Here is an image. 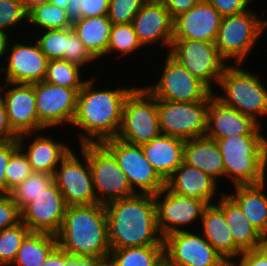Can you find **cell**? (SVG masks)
<instances>
[{
	"instance_id": "obj_1",
	"label": "cell",
	"mask_w": 267,
	"mask_h": 266,
	"mask_svg": "<svg viewBox=\"0 0 267 266\" xmlns=\"http://www.w3.org/2000/svg\"><path fill=\"white\" fill-rule=\"evenodd\" d=\"M96 79L91 76L78 92L76 114L71 125L79 130L76 134L80 145L116 138L126 97L137 86L129 88L130 85L124 84L113 86L114 89L106 86L101 89L97 88Z\"/></svg>"
},
{
	"instance_id": "obj_2",
	"label": "cell",
	"mask_w": 267,
	"mask_h": 266,
	"mask_svg": "<svg viewBox=\"0 0 267 266\" xmlns=\"http://www.w3.org/2000/svg\"><path fill=\"white\" fill-rule=\"evenodd\" d=\"M111 249L164 245L154 195L134 194L105 204Z\"/></svg>"
},
{
	"instance_id": "obj_3",
	"label": "cell",
	"mask_w": 267,
	"mask_h": 266,
	"mask_svg": "<svg viewBox=\"0 0 267 266\" xmlns=\"http://www.w3.org/2000/svg\"><path fill=\"white\" fill-rule=\"evenodd\" d=\"M58 246L71 256L106 260L110 253L107 212L103 204L67 206Z\"/></svg>"
},
{
	"instance_id": "obj_4",
	"label": "cell",
	"mask_w": 267,
	"mask_h": 266,
	"mask_svg": "<svg viewBox=\"0 0 267 266\" xmlns=\"http://www.w3.org/2000/svg\"><path fill=\"white\" fill-rule=\"evenodd\" d=\"M267 135H235L216 141L224 178L232 186L267 181Z\"/></svg>"
},
{
	"instance_id": "obj_5",
	"label": "cell",
	"mask_w": 267,
	"mask_h": 266,
	"mask_svg": "<svg viewBox=\"0 0 267 266\" xmlns=\"http://www.w3.org/2000/svg\"><path fill=\"white\" fill-rule=\"evenodd\" d=\"M243 65L228 64L224 68L217 86L221 88L218 92L223 93L214 92V96L261 125V118L267 116V85L258 73L244 69Z\"/></svg>"
},
{
	"instance_id": "obj_6",
	"label": "cell",
	"mask_w": 267,
	"mask_h": 266,
	"mask_svg": "<svg viewBox=\"0 0 267 266\" xmlns=\"http://www.w3.org/2000/svg\"><path fill=\"white\" fill-rule=\"evenodd\" d=\"M257 13L250 7L242 13L222 18L215 46L228 64L245 63L264 31H267V17L260 18L262 14Z\"/></svg>"
},
{
	"instance_id": "obj_7",
	"label": "cell",
	"mask_w": 267,
	"mask_h": 266,
	"mask_svg": "<svg viewBox=\"0 0 267 266\" xmlns=\"http://www.w3.org/2000/svg\"><path fill=\"white\" fill-rule=\"evenodd\" d=\"M160 134L157 99L144 86L135 87L124 102L116 138L141 146Z\"/></svg>"
},
{
	"instance_id": "obj_8",
	"label": "cell",
	"mask_w": 267,
	"mask_h": 266,
	"mask_svg": "<svg viewBox=\"0 0 267 266\" xmlns=\"http://www.w3.org/2000/svg\"><path fill=\"white\" fill-rule=\"evenodd\" d=\"M78 147L88 156L99 204L105 205L136 194L114 155L102 143H86Z\"/></svg>"
},
{
	"instance_id": "obj_9",
	"label": "cell",
	"mask_w": 267,
	"mask_h": 266,
	"mask_svg": "<svg viewBox=\"0 0 267 266\" xmlns=\"http://www.w3.org/2000/svg\"><path fill=\"white\" fill-rule=\"evenodd\" d=\"M194 77L202 81L213 93L228 63L219 55L215 43L173 39L168 52Z\"/></svg>"
},
{
	"instance_id": "obj_10",
	"label": "cell",
	"mask_w": 267,
	"mask_h": 266,
	"mask_svg": "<svg viewBox=\"0 0 267 266\" xmlns=\"http://www.w3.org/2000/svg\"><path fill=\"white\" fill-rule=\"evenodd\" d=\"M210 95L204 101L175 102L157 99L161 134L183 140L205 136Z\"/></svg>"
},
{
	"instance_id": "obj_11",
	"label": "cell",
	"mask_w": 267,
	"mask_h": 266,
	"mask_svg": "<svg viewBox=\"0 0 267 266\" xmlns=\"http://www.w3.org/2000/svg\"><path fill=\"white\" fill-rule=\"evenodd\" d=\"M79 152L80 156L76 154ZM53 181L67 206L98 203L88 156L81 149L76 152L72 148L61 160L53 174Z\"/></svg>"
},
{
	"instance_id": "obj_12",
	"label": "cell",
	"mask_w": 267,
	"mask_h": 266,
	"mask_svg": "<svg viewBox=\"0 0 267 266\" xmlns=\"http://www.w3.org/2000/svg\"><path fill=\"white\" fill-rule=\"evenodd\" d=\"M162 73L155 84L144 86L156 99L175 102L204 101L212 91L199 79L191 75L183 65L168 52L163 61Z\"/></svg>"
},
{
	"instance_id": "obj_13",
	"label": "cell",
	"mask_w": 267,
	"mask_h": 266,
	"mask_svg": "<svg viewBox=\"0 0 267 266\" xmlns=\"http://www.w3.org/2000/svg\"><path fill=\"white\" fill-rule=\"evenodd\" d=\"M102 144L114 155L135 193L155 195L165 188V181L145 158L141 146L118 138L108 139Z\"/></svg>"
},
{
	"instance_id": "obj_14",
	"label": "cell",
	"mask_w": 267,
	"mask_h": 266,
	"mask_svg": "<svg viewBox=\"0 0 267 266\" xmlns=\"http://www.w3.org/2000/svg\"><path fill=\"white\" fill-rule=\"evenodd\" d=\"M195 231L166 235L163 238L164 260L172 266H226L228 262L222 255L198 233V229Z\"/></svg>"
},
{
	"instance_id": "obj_15",
	"label": "cell",
	"mask_w": 267,
	"mask_h": 266,
	"mask_svg": "<svg viewBox=\"0 0 267 266\" xmlns=\"http://www.w3.org/2000/svg\"><path fill=\"white\" fill-rule=\"evenodd\" d=\"M154 200L157 227L163 238L170 233L191 230L190 227L194 225L197 228L196 225L200 224L198 221H201L204 208L208 205L204 200L192 199L170 192L166 188L155 194Z\"/></svg>"
},
{
	"instance_id": "obj_16",
	"label": "cell",
	"mask_w": 267,
	"mask_h": 266,
	"mask_svg": "<svg viewBox=\"0 0 267 266\" xmlns=\"http://www.w3.org/2000/svg\"><path fill=\"white\" fill-rule=\"evenodd\" d=\"M81 88H67L47 81L34 83L36 109L42 130L61 128L71 124L77 109V97Z\"/></svg>"
},
{
	"instance_id": "obj_17",
	"label": "cell",
	"mask_w": 267,
	"mask_h": 266,
	"mask_svg": "<svg viewBox=\"0 0 267 266\" xmlns=\"http://www.w3.org/2000/svg\"><path fill=\"white\" fill-rule=\"evenodd\" d=\"M11 39L6 53L5 65L1 63L0 82L34 84L43 81L46 76L49 59L40 50L36 41L30 43ZM12 44V45H11ZM3 72V73H1Z\"/></svg>"
},
{
	"instance_id": "obj_18",
	"label": "cell",
	"mask_w": 267,
	"mask_h": 266,
	"mask_svg": "<svg viewBox=\"0 0 267 266\" xmlns=\"http://www.w3.org/2000/svg\"><path fill=\"white\" fill-rule=\"evenodd\" d=\"M9 124L19 137L41 131L36 109L34 84L0 82Z\"/></svg>"
},
{
	"instance_id": "obj_19",
	"label": "cell",
	"mask_w": 267,
	"mask_h": 266,
	"mask_svg": "<svg viewBox=\"0 0 267 266\" xmlns=\"http://www.w3.org/2000/svg\"><path fill=\"white\" fill-rule=\"evenodd\" d=\"M67 205L54 181L21 210V221L30 232L57 235Z\"/></svg>"
},
{
	"instance_id": "obj_20",
	"label": "cell",
	"mask_w": 267,
	"mask_h": 266,
	"mask_svg": "<svg viewBox=\"0 0 267 266\" xmlns=\"http://www.w3.org/2000/svg\"><path fill=\"white\" fill-rule=\"evenodd\" d=\"M261 126L253 118L224 105L213 92L210 94L205 133L207 138L217 141L235 135H266Z\"/></svg>"
},
{
	"instance_id": "obj_21",
	"label": "cell",
	"mask_w": 267,
	"mask_h": 266,
	"mask_svg": "<svg viewBox=\"0 0 267 266\" xmlns=\"http://www.w3.org/2000/svg\"><path fill=\"white\" fill-rule=\"evenodd\" d=\"M173 21L162 2H146L135 15L132 25L143 48L157 43L169 52L173 41Z\"/></svg>"
},
{
	"instance_id": "obj_22",
	"label": "cell",
	"mask_w": 267,
	"mask_h": 266,
	"mask_svg": "<svg viewBox=\"0 0 267 266\" xmlns=\"http://www.w3.org/2000/svg\"><path fill=\"white\" fill-rule=\"evenodd\" d=\"M222 16L207 1L201 0L173 21V39H192L215 43Z\"/></svg>"
},
{
	"instance_id": "obj_23",
	"label": "cell",
	"mask_w": 267,
	"mask_h": 266,
	"mask_svg": "<svg viewBox=\"0 0 267 266\" xmlns=\"http://www.w3.org/2000/svg\"><path fill=\"white\" fill-rule=\"evenodd\" d=\"M44 131L19 136L17 141L19 147L26 154L33 172L53 175L61 160L73 147L69 146L70 144H65L66 140L64 142L63 140L58 141L59 139L54 140L50 132L48 135V133L44 134ZM26 141L30 142L27 143Z\"/></svg>"
},
{
	"instance_id": "obj_24",
	"label": "cell",
	"mask_w": 267,
	"mask_h": 266,
	"mask_svg": "<svg viewBox=\"0 0 267 266\" xmlns=\"http://www.w3.org/2000/svg\"><path fill=\"white\" fill-rule=\"evenodd\" d=\"M165 188L192 199L204 200L208 204L215 203L218 200L215 198L216 195L224 193L220 192L221 187L213 178L185 162H182L165 181Z\"/></svg>"
},
{
	"instance_id": "obj_25",
	"label": "cell",
	"mask_w": 267,
	"mask_h": 266,
	"mask_svg": "<svg viewBox=\"0 0 267 266\" xmlns=\"http://www.w3.org/2000/svg\"><path fill=\"white\" fill-rule=\"evenodd\" d=\"M199 225L201 234L228 263H233L243 252L235 244L223 210L217 204L204 208Z\"/></svg>"
},
{
	"instance_id": "obj_26",
	"label": "cell",
	"mask_w": 267,
	"mask_h": 266,
	"mask_svg": "<svg viewBox=\"0 0 267 266\" xmlns=\"http://www.w3.org/2000/svg\"><path fill=\"white\" fill-rule=\"evenodd\" d=\"M184 142L181 138L160 134L141 145L145 158L164 181L183 162Z\"/></svg>"
},
{
	"instance_id": "obj_27",
	"label": "cell",
	"mask_w": 267,
	"mask_h": 266,
	"mask_svg": "<svg viewBox=\"0 0 267 266\" xmlns=\"http://www.w3.org/2000/svg\"><path fill=\"white\" fill-rule=\"evenodd\" d=\"M183 162L200 169L217 183L224 178V165L216 140L206 136L185 140Z\"/></svg>"
},
{
	"instance_id": "obj_28",
	"label": "cell",
	"mask_w": 267,
	"mask_h": 266,
	"mask_svg": "<svg viewBox=\"0 0 267 266\" xmlns=\"http://www.w3.org/2000/svg\"><path fill=\"white\" fill-rule=\"evenodd\" d=\"M267 181L258 184L235 185L229 196L239 205L252 226L267 236Z\"/></svg>"
},
{
	"instance_id": "obj_29",
	"label": "cell",
	"mask_w": 267,
	"mask_h": 266,
	"mask_svg": "<svg viewBox=\"0 0 267 266\" xmlns=\"http://www.w3.org/2000/svg\"><path fill=\"white\" fill-rule=\"evenodd\" d=\"M219 197L215 203L223 210L235 244L242 251L263 247L264 237L248 221L239 205L227 192Z\"/></svg>"
},
{
	"instance_id": "obj_30",
	"label": "cell",
	"mask_w": 267,
	"mask_h": 266,
	"mask_svg": "<svg viewBox=\"0 0 267 266\" xmlns=\"http://www.w3.org/2000/svg\"><path fill=\"white\" fill-rule=\"evenodd\" d=\"M111 26L112 22L107 15L73 18L72 23L81 42L97 60H102L107 55Z\"/></svg>"
},
{
	"instance_id": "obj_31",
	"label": "cell",
	"mask_w": 267,
	"mask_h": 266,
	"mask_svg": "<svg viewBox=\"0 0 267 266\" xmlns=\"http://www.w3.org/2000/svg\"><path fill=\"white\" fill-rule=\"evenodd\" d=\"M57 246L56 235L30 232L22 241L10 266H41Z\"/></svg>"
},
{
	"instance_id": "obj_32",
	"label": "cell",
	"mask_w": 267,
	"mask_h": 266,
	"mask_svg": "<svg viewBox=\"0 0 267 266\" xmlns=\"http://www.w3.org/2000/svg\"><path fill=\"white\" fill-rule=\"evenodd\" d=\"M108 260L113 266H159L164 261V245L111 249Z\"/></svg>"
},
{
	"instance_id": "obj_33",
	"label": "cell",
	"mask_w": 267,
	"mask_h": 266,
	"mask_svg": "<svg viewBox=\"0 0 267 266\" xmlns=\"http://www.w3.org/2000/svg\"><path fill=\"white\" fill-rule=\"evenodd\" d=\"M73 17L72 13L50 2L42 4L40 7L33 10L28 15V23L31 24L29 28L33 31L32 26L36 30H54L65 29L72 27Z\"/></svg>"
},
{
	"instance_id": "obj_34",
	"label": "cell",
	"mask_w": 267,
	"mask_h": 266,
	"mask_svg": "<svg viewBox=\"0 0 267 266\" xmlns=\"http://www.w3.org/2000/svg\"><path fill=\"white\" fill-rule=\"evenodd\" d=\"M85 72V69L77 64L63 59H53L48 62L44 81L67 88H82L88 80L83 79Z\"/></svg>"
},
{
	"instance_id": "obj_35",
	"label": "cell",
	"mask_w": 267,
	"mask_h": 266,
	"mask_svg": "<svg viewBox=\"0 0 267 266\" xmlns=\"http://www.w3.org/2000/svg\"><path fill=\"white\" fill-rule=\"evenodd\" d=\"M142 49L143 46L138 41L132 23L112 24L106 55L107 57H104V59L108 58V56L110 57V54L111 56L114 54V57L117 55L116 58H125L130 54H135L136 51L140 52Z\"/></svg>"
},
{
	"instance_id": "obj_36",
	"label": "cell",
	"mask_w": 267,
	"mask_h": 266,
	"mask_svg": "<svg viewBox=\"0 0 267 266\" xmlns=\"http://www.w3.org/2000/svg\"><path fill=\"white\" fill-rule=\"evenodd\" d=\"M53 182V175L32 172L21 184L12 189L9 195L22 210L29 202L43 192Z\"/></svg>"
},
{
	"instance_id": "obj_37",
	"label": "cell",
	"mask_w": 267,
	"mask_h": 266,
	"mask_svg": "<svg viewBox=\"0 0 267 266\" xmlns=\"http://www.w3.org/2000/svg\"><path fill=\"white\" fill-rule=\"evenodd\" d=\"M29 233V228L22 221L0 230V265L10 266L13 263L22 241Z\"/></svg>"
},
{
	"instance_id": "obj_38",
	"label": "cell",
	"mask_w": 267,
	"mask_h": 266,
	"mask_svg": "<svg viewBox=\"0 0 267 266\" xmlns=\"http://www.w3.org/2000/svg\"><path fill=\"white\" fill-rule=\"evenodd\" d=\"M37 32H34L36 35L35 40L39 45V48L43 52V54L49 60L53 59L65 60L66 28L54 29V30H42Z\"/></svg>"
},
{
	"instance_id": "obj_39",
	"label": "cell",
	"mask_w": 267,
	"mask_h": 266,
	"mask_svg": "<svg viewBox=\"0 0 267 266\" xmlns=\"http://www.w3.org/2000/svg\"><path fill=\"white\" fill-rule=\"evenodd\" d=\"M31 165L23 150L18 147L12 154L9 163L5 169L7 182V194L12 189L21 184L31 173Z\"/></svg>"
},
{
	"instance_id": "obj_40",
	"label": "cell",
	"mask_w": 267,
	"mask_h": 266,
	"mask_svg": "<svg viewBox=\"0 0 267 266\" xmlns=\"http://www.w3.org/2000/svg\"><path fill=\"white\" fill-rule=\"evenodd\" d=\"M26 23H28V15L23 9L21 0H0V30L11 33L13 27L17 31V28L25 27ZM11 27L12 31H10Z\"/></svg>"
},
{
	"instance_id": "obj_41",
	"label": "cell",
	"mask_w": 267,
	"mask_h": 266,
	"mask_svg": "<svg viewBox=\"0 0 267 266\" xmlns=\"http://www.w3.org/2000/svg\"><path fill=\"white\" fill-rule=\"evenodd\" d=\"M65 60L81 66L88 67L89 63L98 61L81 42L72 27L66 28Z\"/></svg>"
},
{
	"instance_id": "obj_42",
	"label": "cell",
	"mask_w": 267,
	"mask_h": 266,
	"mask_svg": "<svg viewBox=\"0 0 267 266\" xmlns=\"http://www.w3.org/2000/svg\"><path fill=\"white\" fill-rule=\"evenodd\" d=\"M145 0H109L107 17L112 24L132 23Z\"/></svg>"
},
{
	"instance_id": "obj_43",
	"label": "cell",
	"mask_w": 267,
	"mask_h": 266,
	"mask_svg": "<svg viewBox=\"0 0 267 266\" xmlns=\"http://www.w3.org/2000/svg\"><path fill=\"white\" fill-rule=\"evenodd\" d=\"M21 222V210L9 194H0V230Z\"/></svg>"
},
{
	"instance_id": "obj_44",
	"label": "cell",
	"mask_w": 267,
	"mask_h": 266,
	"mask_svg": "<svg viewBox=\"0 0 267 266\" xmlns=\"http://www.w3.org/2000/svg\"><path fill=\"white\" fill-rule=\"evenodd\" d=\"M109 0H79L73 8V18H88L107 15Z\"/></svg>"
},
{
	"instance_id": "obj_45",
	"label": "cell",
	"mask_w": 267,
	"mask_h": 266,
	"mask_svg": "<svg viewBox=\"0 0 267 266\" xmlns=\"http://www.w3.org/2000/svg\"><path fill=\"white\" fill-rule=\"evenodd\" d=\"M222 17L242 13L250 8L252 0H207Z\"/></svg>"
},
{
	"instance_id": "obj_46",
	"label": "cell",
	"mask_w": 267,
	"mask_h": 266,
	"mask_svg": "<svg viewBox=\"0 0 267 266\" xmlns=\"http://www.w3.org/2000/svg\"><path fill=\"white\" fill-rule=\"evenodd\" d=\"M233 266H267V247L243 251L232 263Z\"/></svg>"
},
{
	"instance_id": "obj_47",
	"label": "cell",
	"mask_w": 267,
	"mask_h": 266,
	"mask_svg": "<svg viewBox=\"0 0 267 266\" xmlns=\"http://www.w3.org/2000/svg\"><path fill=\"white\" fill-rule=\"evenodd\" d=\"M19 147L18 141H0V194H7L5 169L11 154Z\"/></svg>"
},
{
	"instance_id": "obj_48",
	"label": "cell",
	"mask_w": 267,
	"mask_h": 266,
	"mask_svg": "<svg viewBox=\"0 0 267 266\" xmlns=\"http://www.w3.org/2000/svg\"><path fill=\"white\" fill-rule=\"evenodd\" d=\"M18 138L9 124L6 106L0 94V141H13Z\"/></svg>"
},
{
	"instance_id": "obj_49",
	"label": "cell",
	"mask_w": 267,
	"mask_h": 266,
	"mask_svg": "<svg viewBox=\"0 0 267 266\" xmlns=\"http://www.w3.org/2000/svg\"><path fill=\"white\" fill-rule=\"evenodd\" d=\"M201 0H163L167 10L170 12L171 17L174 19L181 13L187 12L194 7Z\"/></svg>"
},
{
	"instance_id": "obj_50",
	"label": "cell",
	"mask_w": 267,
	"mask_h": 266,
	"mask_svg": "<svg viewBox=\"0 0 267 266\" xmlns=\"http://www.w3.org/2000/svg\"><path fill=\"white\" fill-rule=\"evenodd\" d=\"M71 255L57 246L47 257L41 266H64Z\"/></svg>"
},
{
	"instance_id": "obj_51",
	"label": "cell",
	"mask_w": 267,
	"mask_h": 266,
	"mask_svg": "<svg viewBox=\"0 0 267 266\" xmlns=\"http://www.w3.org/2000/svg\"><path fill=\"white\" fill-rule=\"evenodd\" d=\"M99 261L100 260L93 257L71 256L64 266H96Z\"/></svg>"
},
{
	"instance_id": "obj_52",
	"label": "cell",
	"mask_w": 267,
	"mask_h": 266,
	"mask_svg": "<svg viewBox=\"0 0 267 266\" xmlns=\"http://www.w3.org/2000/svg\"><path fill=\"white\" fill-rule=\"evenodd\" d=\"M10 35H12V33L10 34L8 32L0 30V60H1V62L5 61L7 49H8L9 43L11 41ZM3 58H4V60H3Z\"/></svg>"
},
{
	"instance_id": "obj_53",
	"label": "cell",
	"mask_w": 267,
	"mask_h": 266,
	"mask_svg": "<svg viewBox=\"0 0 267 266\" xmlns=\"http://www.w3.org/2000/svg\"><path fill=\"white\" fill-rule=\"evenodd\" d=\"M47 2L48 0H21L23 9L27 15H29L33 10Z\"/></svg>"
},
{
	"instance_id": "obj_54",
	"label": "cell",
	"mask_w": 267,
	"mask_h": 266,
	"mask_svg": "<svg viewBox=\"0 0 267 266\" xmlns=\"http://www.w3.org/2000/svg\"><path fill=\"white\" fill-rule=\"evenodd\" d=\"M48 2L52 3L53 5H56L57 7L67 9L71 13H73V4L71 0H48Z\"/></svg>"
},
{
	"instance_id": "obj_55",
	"label": "cell",
	"mask_w": 267,
	"mask_h": 266,
	"mask_svg": "<svg viewBox=\"0 0 267 266\" xmlns=\"http://www.w3.org/2000/svg\"><path fill=\"white\" fill-rule=\"evenodd\" d=\"M96 266H113V264L108 259H106L99 261Z\"/></svg>"
},
{
	"instance_id": "obj_56",
	"label": "cell",
	"mask_w": 267,
	"mask_h": 266,
	"mask_svg": "<svg viewBox=\"0 0 267 266\" xmlns=\"http://www.w3.org/2000/svg\"><path fill=\"white\" fill-rule=\"evenodd\" d=\"M159 266H172V265L168 264V263L164 260Z\"/></svg>"
},
{
	"instance_id": "obj_57",
	"label": "cell",
	"mask_w": 267,
	"mask_h": 266,
	"mask_svg": "<svg viewBox=\"0 0 267 266\" xmlns=\"http://www.w3.org/2000/svg\"><path fill=\"white\" fill-rule=\"evenodd\" d=\"M146 2H162L163 0H145Z\"/></svg>"
},
{
	"instance_id": "obj_58",
	"label": "cell",
	"mask_w": 267,
	"mask_h": 266,
	"mask_svg": "<svg viewBox=\"0 0 267 266\" xmlns=\"http://www.w3.org/2000/svg\"><path fill=\"white\" fill-rule=\"evenodd\" d=\"M264 245L267 247V236L264 238Z\"/></svg>"
},
{
	"instance_id": "obj_59",
	"label": "cell",
	"mask_w": 267,
	"mask_h": 266,
	"mask_svg": "<svg viewBox=\"0 0 267 266\" xmlns=\"http://www.w3.org/2000/svg\"><path fill=\"white\" fill-rule=\"evenodd\" d=\"M71 1H72L73 6H74L79 0H71Z\"/></svg>"
},
{
	"instance_id": "obj_60",
	"label": "cell",
	"mask_w": 267,
	"mask_h": 266,
	"mask_svg": "<svg viewBox=\"0 0 267 266\" xmlns=\"http://www.w3.org/2000/svg\"><path fill=\"white\" fill-rule=\"evenodd\" d=\"M226 266H233L232 263H228Z\"/></svg>"
}]
</instances>
